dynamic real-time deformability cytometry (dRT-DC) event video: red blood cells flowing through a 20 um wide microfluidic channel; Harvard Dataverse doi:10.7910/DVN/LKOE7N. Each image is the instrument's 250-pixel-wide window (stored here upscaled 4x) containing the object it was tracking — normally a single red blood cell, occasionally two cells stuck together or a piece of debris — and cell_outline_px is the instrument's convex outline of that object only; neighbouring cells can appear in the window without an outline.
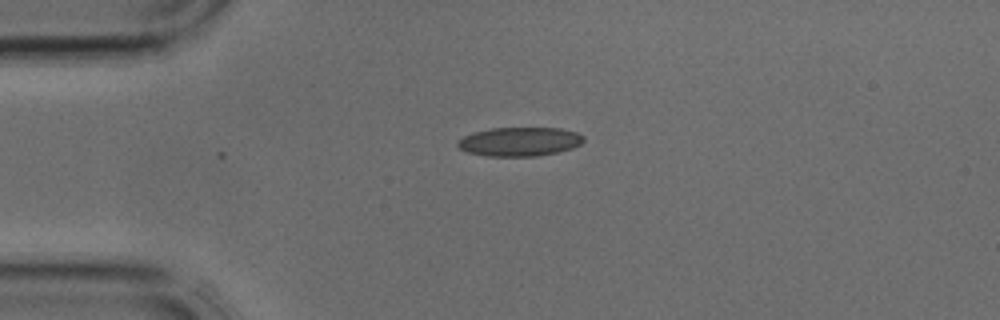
{"species": "common noctule bat (a hibernating species)", "species_latin": "Nyctalus noctula", "temperature_condition": "cold", "stored_images_in_passage": 1, "camera_frame_rate_fps": 3000, "um_per_image_px": 0.085, "animal": {"sex": "male", "body_mass_g": 17.9, "forearm_length_mm": 54.2}, "frame": {"image": 1, "passage_image": 1, "time_ms": 0.0, "image_size_px": [1000, 320], "cell_outline_px": [[584, 140], [580, 144], [572, 148], [556, 152], [536, 156], [488, 156], [468, 152], [460, 148], [456, 144], [464, 136], [472, 132], [492, 128], [560, 128], [576, 132], [584, 136]], "centroid_in_image_um": [44.17, 12.03], "position_along_channel_um": 40.8, "area_um2": 21.1}}